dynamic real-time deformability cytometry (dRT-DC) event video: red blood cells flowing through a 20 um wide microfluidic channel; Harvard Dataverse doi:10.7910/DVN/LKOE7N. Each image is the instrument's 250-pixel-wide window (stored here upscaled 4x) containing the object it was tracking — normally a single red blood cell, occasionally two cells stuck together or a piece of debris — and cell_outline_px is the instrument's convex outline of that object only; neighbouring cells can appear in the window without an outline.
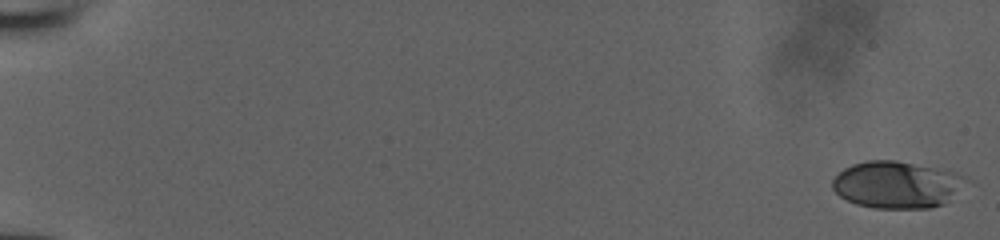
{"species": "human", "species_latin": "Homo sapiens", "temperature_condition": "room temperature", "stored_images_in_passage": 53, "camera_frame_rate_fps": 3000, "um_per_image_px": 0.085, "donor": {"sex": "male"}, "frame": {"image": 1, "passage_image": 1, "time_ms": 0.0, "image_size_px": [1000, 240], "cell_outline_px": [[976, 184], [944, 204], [928, 208], [876, 208], [856, 204], [840, 196], [832, 188], [832, 180], [844, 168], [852, 164], [868, 160], [896, 160], [956, 172], [972, 180]], "centroid_in_image_um": [76.38, 15.7], "position_along_channel_um": 8.6, "area_um2": 37.45}}
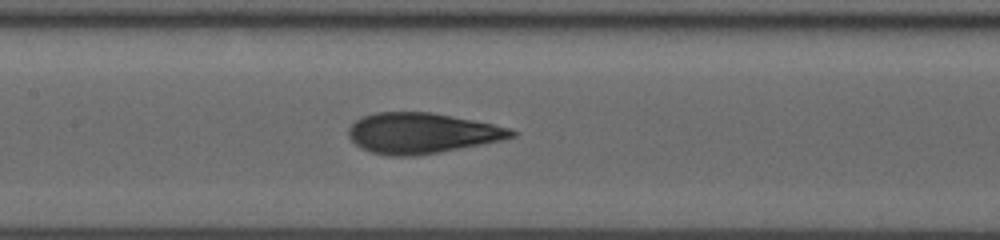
{"frame": {"image": 2, "passage_image": 28, "time_ms": 9.0, "image_size_px": [1000, 240], "cell_outline_px": [[516, 136], [500, 140], [460, 148], [416, 156], [388, 156], [372, 152], [360, 148], [348, 136], [348, 128], [356, 120], [364, 116], [376, 112], [432, 112], [492, 124], [508, 128], [516, 132]], "centroid_in_image_um": [35.8, 11.32], "position_along_channel_um": 171.6, "area_um2": 38.15}}
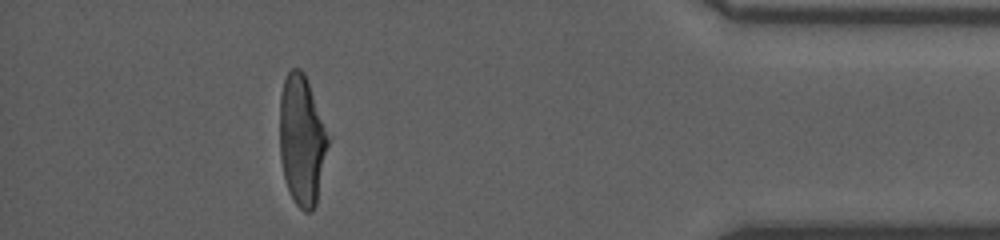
{"frame": {"image": 3, "passage_image": 48, "time_ms": 15.667, "image_size_px": [1000, 240], "cell_outline_px": [[332, 140], [316, 204], [312, 212], [304, 212], [296, 204], [284, 180], [280, 156], [280, 92], [284, 80], [288, 72], [292, 68], [300, 68], [304, 72], [332, 136]], "centroid_in_image_um": [25.72, 11.9], "position_along_channel_um": 409.5, "area_um2": 37.97}}